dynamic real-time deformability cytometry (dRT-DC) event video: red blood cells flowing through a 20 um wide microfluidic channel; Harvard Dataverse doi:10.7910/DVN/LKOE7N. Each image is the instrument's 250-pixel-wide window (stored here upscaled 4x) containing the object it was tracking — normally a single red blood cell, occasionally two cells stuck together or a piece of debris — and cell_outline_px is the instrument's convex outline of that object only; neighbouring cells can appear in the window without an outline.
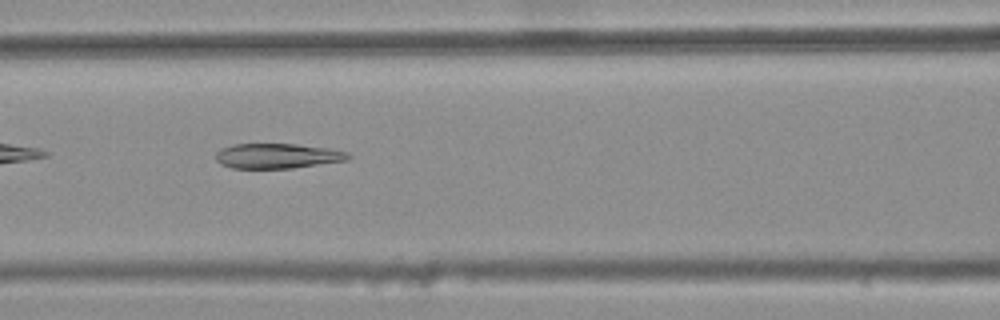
{"species": "common noctule bat (a hibernating species)", "species_latin": "Nyctalus noctula", "temperature_condition": "warm", "stored_images_in_passage": 31, "camera_frame_rate_fps": 3000, "um_per_image_px": 0.085, "animal": {"sex": "female", "body_mass_g": 25.1}, "frame": {"image": 1, "passage_image": 7, "time_ms": 2.0, "image_size_px": [1000, 320], "cell_outline_px": [[352, 156], [348, 160], [292, 168], [232, 168], [220, 164], [216, 160], [216, 152], [220, 148], [232, 144], [296, 144], [328, 148], [348, 152]], "centroid_in_image_um": [23.56, 13.25], "position_along_channel_um": 143.0, "area_um2": 19.36}}
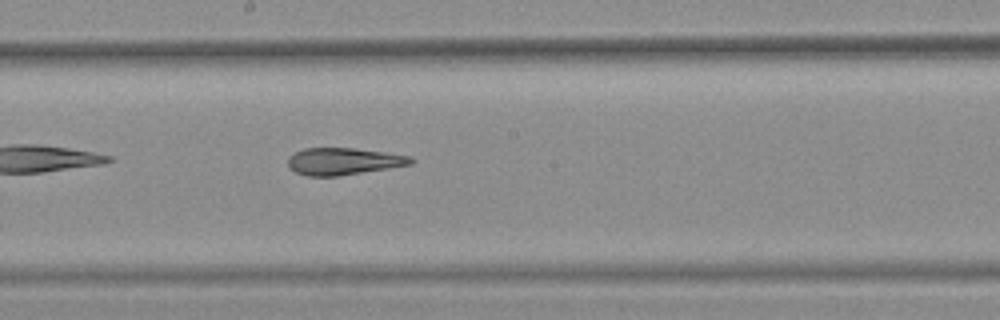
{"frame": {"image": 2, "passage_image": 13, "time_ms": 4.0, "image_size_px": [1000, 320], "cell_outline_px": [[416, 160], [412, 164], [388, 168], [336, 176], [308, 176], [296, 172], [288, 168], [288, 156], [292, 152], [304, 148], [356, 148], [412, 156]], "centroid_in_image_um": [29.17, 13.7], "position_along_channel_um": 219.0, "area_um2": 19.48}}
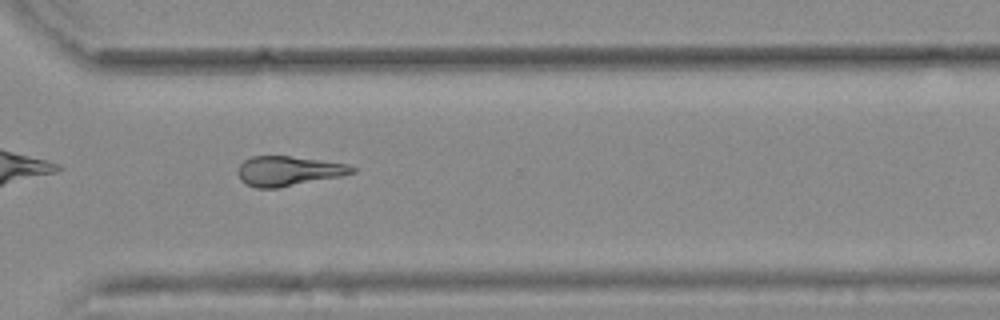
{"frame": {"image": 3, "passage_image": 23, "time_ms": 7.333, "image_size_px": [1000, 320], "cell_outline_px": [[356, 172], [340, 176], [280, 188], [256, 188], [244, 184], [240, 180], [236, 172], [240, 164], [244, 160], [252, 156], [288, 156], [348, 164], [356, 168]], "centroid_in_image_um": [24.47, 14.55], "position_along_channel_um": 346.1, "area_um2": 19.88}, "authors_computed_cell_mechanics": {"area_um2": 19.8832, "velocity_mm_per_s": 3.8104, "shape_relaxation_time_tau1_ms": null, "shape_relaxation_time_tau2_ms": 3.3775, "deformation_change_tau1": null, "deformation_change_tau2": 0.0978}}